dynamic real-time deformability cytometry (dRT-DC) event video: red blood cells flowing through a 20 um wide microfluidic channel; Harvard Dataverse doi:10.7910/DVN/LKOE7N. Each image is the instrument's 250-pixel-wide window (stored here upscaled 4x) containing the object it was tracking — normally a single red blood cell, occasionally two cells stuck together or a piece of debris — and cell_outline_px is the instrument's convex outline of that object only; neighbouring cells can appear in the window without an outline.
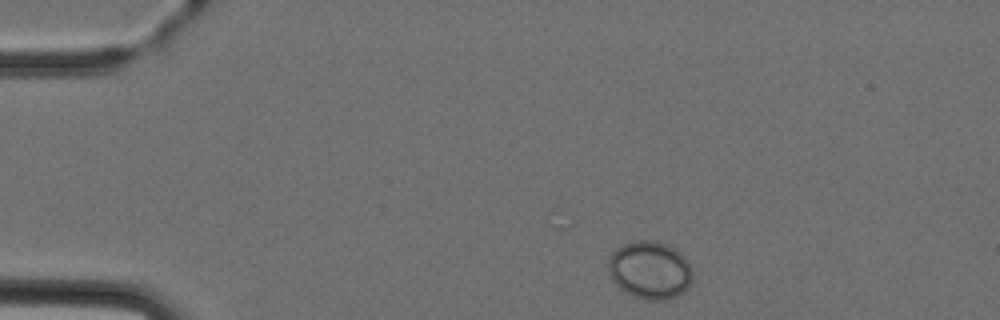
{"species": "Egyptian fruit bat (a non-hibernating species)", "species_latin": "Rousettus aegyptiacus", "temperature_condition": "cold", "stored_images_in_passage": 5, "camera_frame_rate_fps": 3000, "um_per_image_px": 0.085, "animal": {"sex": "female"}, "frame": {"image": 1, "passage_image": 1, "time_ms": 0.0, "image_size_px": [1000, 320], "cell_outline_px": [[692, 280], [688, 288], [684, 292], [676, 296], [664, 300], [648, 300], [632, 296], [620, 288], [616, 284], [608, 272], [608, 256], [616, 248], [632, 240], [652, 240], [668, 244], [676, 248], [688, 260], [692, 268]], "centroid_in_image_um": [55.25, 22.94], "position_along_channel_um": 29.7, "area_um2": 28.9}}
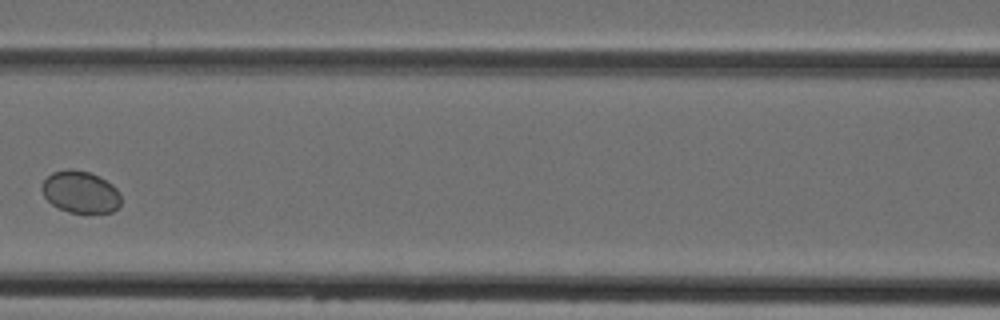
{"frame": {"image": 2, "passage_image": 5, "time_ms": 4.667, "image_size_px": [1000, 320], "cell_outline_px": [[120, 204], [112, 212], [68, 212], [52, 204], [44, 196], [40, 188], [44, 180], [52, 172], [68, 168], [72, 168], [88, 172], [100, 176], [112, 184], [116, 188], [120, 196]], "centroid_in_image_um": [6.82, 16.29], "position_along_channel_um": 159.8, "area_um2": 19.31}}